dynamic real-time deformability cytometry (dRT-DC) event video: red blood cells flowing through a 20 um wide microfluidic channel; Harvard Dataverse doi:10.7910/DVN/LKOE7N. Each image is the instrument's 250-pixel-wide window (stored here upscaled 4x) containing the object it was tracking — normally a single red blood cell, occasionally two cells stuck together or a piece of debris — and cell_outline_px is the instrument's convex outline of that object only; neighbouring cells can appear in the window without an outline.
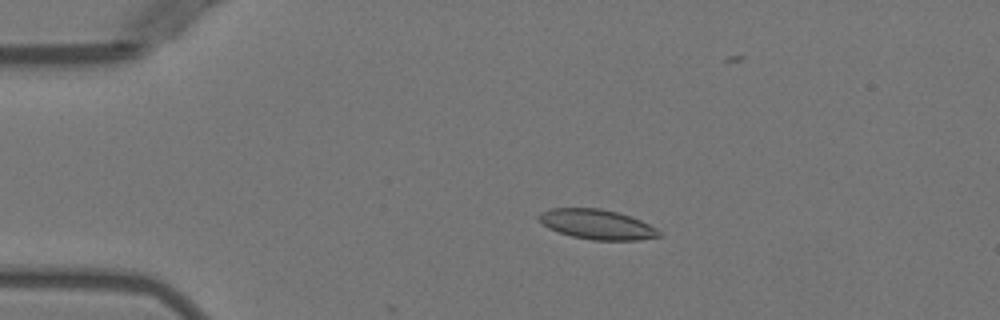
{"species": "Egyptian fruit bat (a non-hibernating species)", "species_latin": "Rousettus aegyptiacus", "temperature_condition": "warm", "stored_images_in_passage": 6, "camera_frame_rate_fps": 3000, "um_per_image_px": 0.085, "animal": {"sex": "female"}, "frame": {"image": 1, "passage_image": 4, "time_ms": 3.333, "image_size_px": [1000, 320], "cell_outline_px": [[660, 236], [640, 240], [592, 240], [572, 236], [548, 228], [536, 216], [540, 212], [552, 208], [600, 208], [616, 212], [640, 220], [656, 228], [660, 232]], "centroid_in_image_um": [50.72, 19.07], "position_along_channel_um": 34.3, "area_um2": 20.69}}